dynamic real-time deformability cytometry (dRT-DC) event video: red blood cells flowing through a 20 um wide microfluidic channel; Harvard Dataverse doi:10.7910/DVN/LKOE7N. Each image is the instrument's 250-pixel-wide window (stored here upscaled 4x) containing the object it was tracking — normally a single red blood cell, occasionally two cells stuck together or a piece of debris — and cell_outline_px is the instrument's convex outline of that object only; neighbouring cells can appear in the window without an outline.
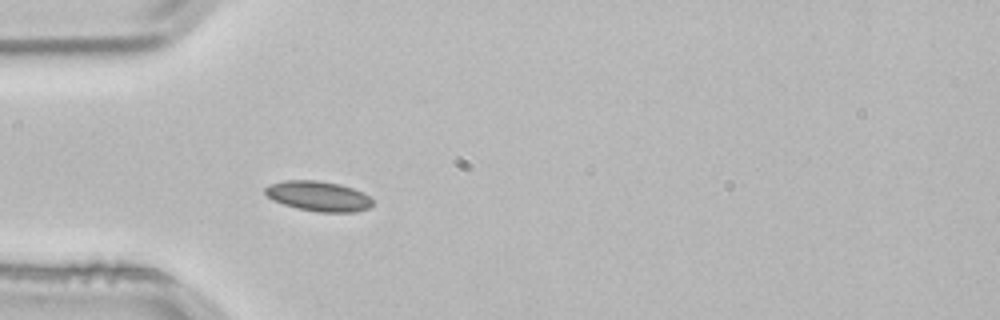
{"species": "common noctule bat (a hibernating species)", "species_latin": "Nyctalus noctula", "temperature_condition": "room temperature", "stored_images_in_passage": 3, "camera_frame_rate_fps": 3000, "um_per_image_px": 0.085, "animal": {"sex": "male", "body_mass_g": 21.5, "forearm_length_mm": 52.0}, "frame": {"image": 1, "passage_image": 3, "time_ms": 0.667, "image_size_px": [1000, 320], "cell_outline_px": [[372, 204], [368, 208], [356, 212], [320, 212], [296, 208], [272, 200], [264, 192], [264, 188], [268, 184], [284, 180], [316, 180], [340, 184], [352, 188], [368, 196], [372, 200]], "centroid_in_image_um": [27.02, 16.67], "position_along_channel_um": 58.0, "area_um2": 18.79}}